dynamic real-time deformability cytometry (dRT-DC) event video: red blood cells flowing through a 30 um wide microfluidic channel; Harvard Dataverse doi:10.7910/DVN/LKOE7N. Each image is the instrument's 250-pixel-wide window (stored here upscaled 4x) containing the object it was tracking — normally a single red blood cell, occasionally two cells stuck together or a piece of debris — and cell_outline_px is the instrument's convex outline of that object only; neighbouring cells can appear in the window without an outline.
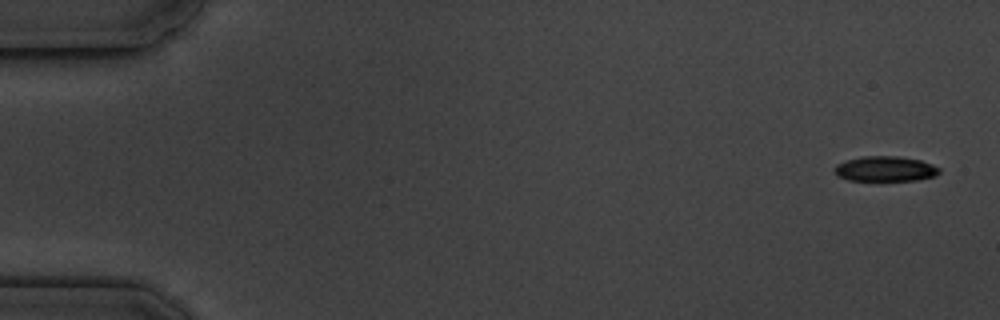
{"species": "common noctule bat (a hibernating species)", "species_latin": "Nyctalus noctula", "temperature_condition": "cold", "stored_images_in_passage": 4, "camera_frame_rate_fps": 3000, "um_per_image_px": 0.085, "animal": {"sex": "male", "body_mass_g": 19.5, "forearm_length_mm": 54.6}, "frame": {"image": 1, "passage_image": 1, "time_ms": 0.0, "image_size_px": [1000, 320], "cell_outline_px": [[940, 172], [936, 176], [916, 180], [848, 180], [836, 176], [836, 164], [860, 156], [900, 156], [920, 160], [932, 164], [940, 168]], "centroid_in_image_um": [75.27, 14.35], "position_along_channel_um": 9.7, "area_um2": 15.32}}
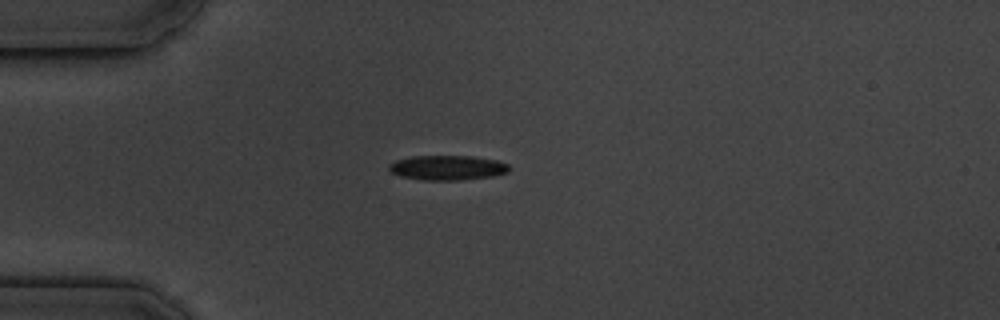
{"frame": {"image": 2, "passage_image": 4, "time_ms": 4.333, "image_size_px": [1000, 320], "cell_outline_px": [[512, 168], [508, 172], [492, 176], [460, 180], [424, 180], [400, 176], [392, 172], [388, 168], [388, 164], [396, 160], [412, 156], [472, 156], [496, 160], [508, 164]], "centroid_in_image_um": [38.04, 14.25], "position_along_channel_um": 47.0, "area_um2": 17.34}}